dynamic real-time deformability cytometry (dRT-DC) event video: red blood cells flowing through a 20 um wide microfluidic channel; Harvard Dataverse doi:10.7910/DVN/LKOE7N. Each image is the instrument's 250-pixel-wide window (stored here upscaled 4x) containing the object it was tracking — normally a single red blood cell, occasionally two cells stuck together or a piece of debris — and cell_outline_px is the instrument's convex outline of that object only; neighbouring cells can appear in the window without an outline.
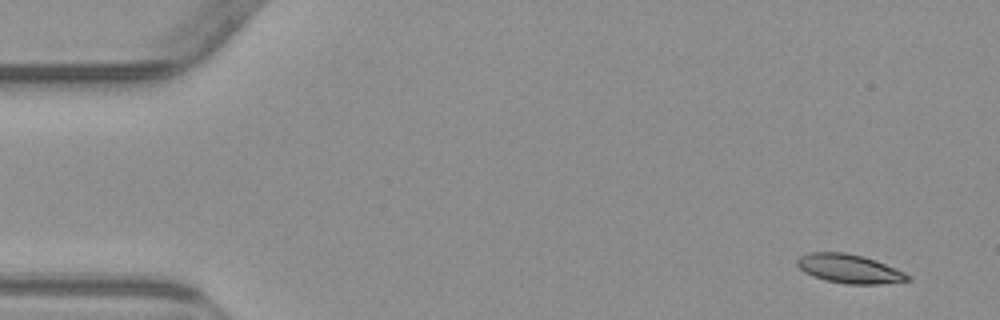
{"species": "common noctule bat (a hibernating species)", "species_latin": "Nyctalus noctula", "temperature_condition": "warm", "stored_images_in_passage": 5, "camera_frame_rate_fps": 3000, "um_per_image_px": 0.085, "animal": {"sex": "male", "body_mass_g": 23.1, "forearm_length_mm": 52.7}, "frame": {"image": 1, "passage_image": 1, "time_ms": 0.0, "image_size_px": [1000, 320], "cell_outline_px": [[912, 280], [876, 284], [844, 284], [824, 280], [812, 276], [804, 272], [796, 264], [796, 260], [800, 256], [808, 252], [844, 252], [864, 256], [876, 260], [904, 272], [912, 276]], "centroid_in_image_um": [72.18, 22.84], "position_along_channel_um": 12.8, "area_um2": 18.79}}
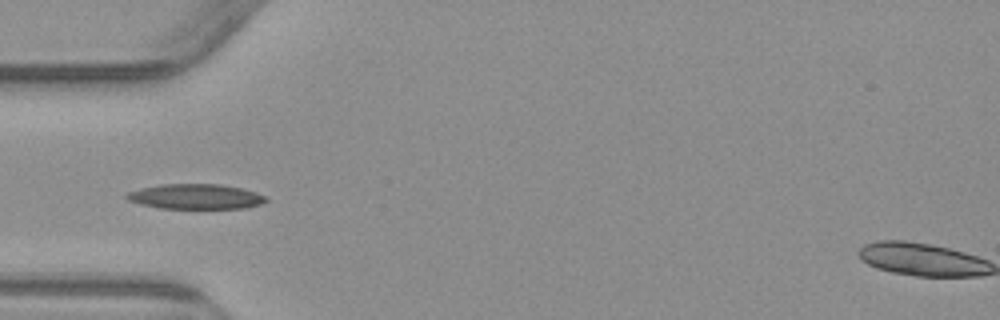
{"frame": {"image": 2, "passage_image": 5, "time_ms": 4.667, "image_size_px": [1000, 320], "cell_outline_px": [[268, 200], [260, 204], [244, 208], [160, 208], [140, 204], [128, 200], [124, 196], [128, 192], [140, 188], [160, 184], [220, 184], [240, 188], [256, 192], [268, 196]], "centroid_in_image_um": [16.63, 16.7], "position_along_channel_um": 68.4, "area_um2": 20.35}}